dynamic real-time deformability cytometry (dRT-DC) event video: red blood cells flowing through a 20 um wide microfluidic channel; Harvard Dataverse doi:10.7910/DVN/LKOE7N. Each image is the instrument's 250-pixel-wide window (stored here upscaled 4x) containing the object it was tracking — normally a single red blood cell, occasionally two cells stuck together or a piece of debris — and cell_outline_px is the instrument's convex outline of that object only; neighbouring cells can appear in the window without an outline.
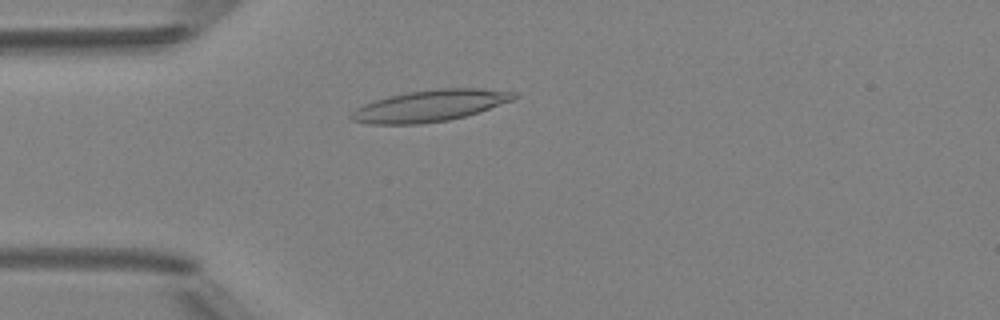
{"species": "Egyptian fruit bat (a non-hibernating species)", "species_latin": "Rousettus aegyptiacus", "temperature_condition": "room temperature", "stored_images_in_passage": 4, "camera_frame_rate_fps": 3000, "um_per_image_px": 0.085, "animal": {"sex": "female"}, "frame": {"image": 1, "passage_image": 4, "time_ms": 3.333, "image_size_px": [1000, 320], "cell_outline_px": [[516, 100], [464, 116], [448, 120], [420, 124], [368, 124], [352, 120], [348, 116], [356, 108], [364, 104], [388, 96], [408, 92], [436, 88], [480, 88], [516, 92]], "centroid_in_image_um": [36.55, 8.98], "position_along_channel_um": 48.4, "area_um2": 29.88}}